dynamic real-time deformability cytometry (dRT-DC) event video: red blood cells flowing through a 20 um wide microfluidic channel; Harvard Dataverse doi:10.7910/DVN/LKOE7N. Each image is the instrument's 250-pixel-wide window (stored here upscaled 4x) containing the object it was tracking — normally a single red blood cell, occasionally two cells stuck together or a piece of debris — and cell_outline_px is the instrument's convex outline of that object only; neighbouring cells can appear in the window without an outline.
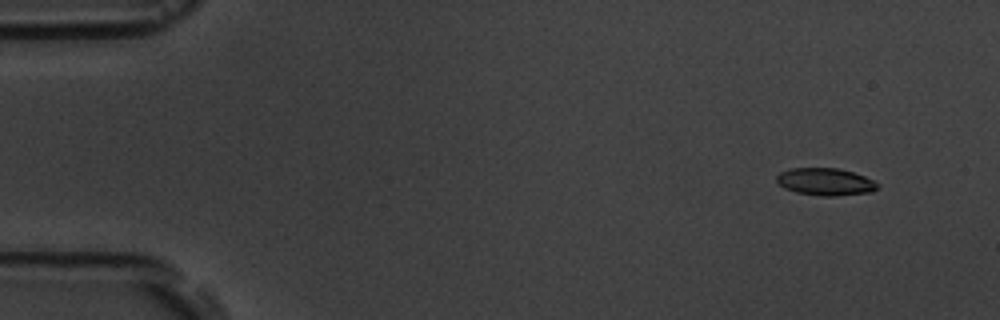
{"species": "common noctule bat (a hibernating species)", "species_latin": "Nyctalus noctula", "temperature_condition": "room temperature", "stored_images_in_passage": 6, "camera_frame_rate_fps": 3000, "um_per_image_px": 0.085, "animal": {"sex": "male", "body_mass_g": 19.5, "forearm_length_mm": 54.6}, "frame": {"image": 1, "passage_image": 2, "time_ms": 1.0, "image_size_px": [1000, 320], "cell_outline_px": [[880, 184], [872, 192], [832, 196], [820, 196], [796, 192], [784, 188], [776, 184], [776, 176], [780, 172], [792, 168], [836, 168], [852, 172], [864, 176]], "centroid_in_image_um": [70.12, 15.45], "position_along_channel_um": 14.9, "area_um2": 16.07}}
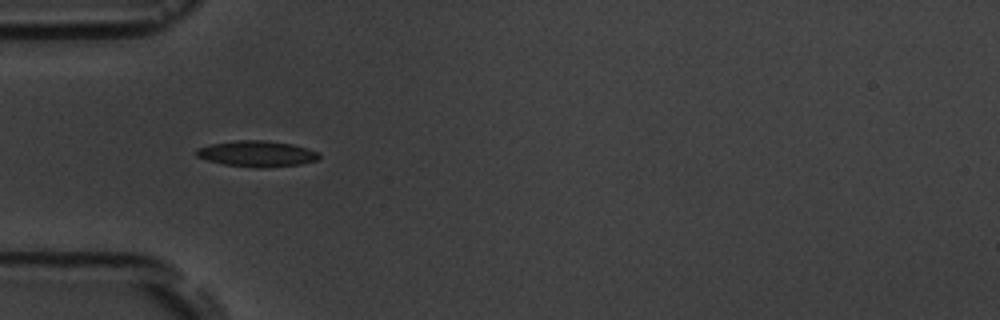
{"frame": {"image": 2, "passage_image": 5, "time_ms": 5.333, "image_size_px": [1000, 320], "cell_outline_px": [[320, 156], [316, 160], [300, 164], [264, 168], [256, 168], [224, 164], [208, 160], [196, 156], [196, 148], [212, 144], [236, 140], [264, 140], [292, 144], [308, 148], [320, 152]], "centroid_in_image_um": [21.86, 13.06], "position_along_channel_um": 63.1, "area_um2": 18.55}}
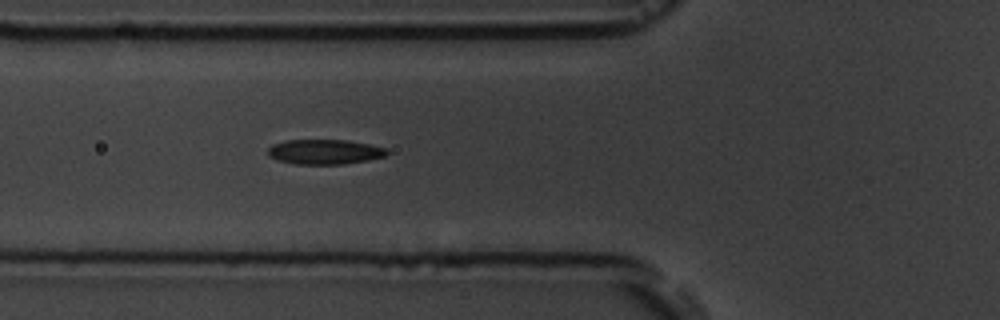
{"frame": {"image": 3, "passage_image": 6, "time_ms": 6.333, "image_size_px": [1000, 320], "cell_outline_px": [[388, 152], [384, 156], [368, 160], [344, 164], [296, 164], [276, 160], [268, 156], [268, 148], [272, 144], [284, 140], [348, 140], [368, 144], [384, 148]], "centroid_in_image_um": [27.53, 12.9], "position_along_channel_um": 98.3, "area_um2": 17.22}}